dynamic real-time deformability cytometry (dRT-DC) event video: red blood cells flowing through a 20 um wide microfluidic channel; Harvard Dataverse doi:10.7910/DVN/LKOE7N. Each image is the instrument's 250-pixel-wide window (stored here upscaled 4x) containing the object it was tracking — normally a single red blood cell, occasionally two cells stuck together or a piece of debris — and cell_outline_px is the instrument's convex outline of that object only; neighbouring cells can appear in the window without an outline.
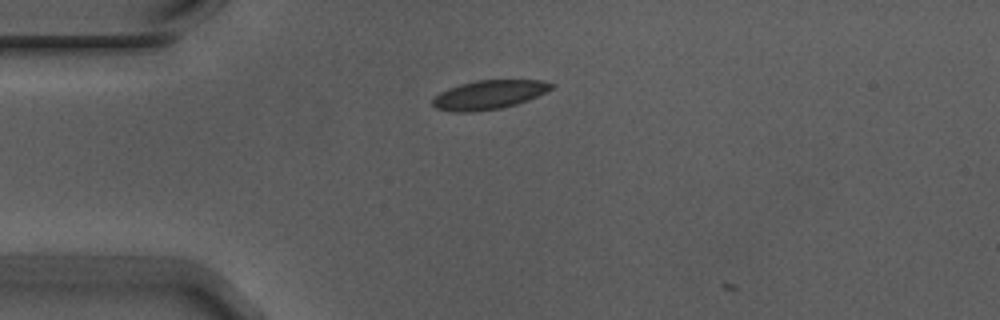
{"species": "Egyptian fruit bat (a non-hibernating species)", "species_latin": "Rousettus aegyptiacus", "temperature_condition": "warm", "stored_images_in_passage": 5, "camera_frame_rate_fps": 3000, "um_per_image_px": 0.085, "animal": {"sex": "male"}, "frame": {"image": 1, "passage_image": 2, "time_ms": 0.333, "image_size_px": [1000, 320], "cell_outline_px": [[556, 84], [552, 88], [528, 100], [516, 104], [500, 108], [472, 112], [456, 112], [436, 108], [432, 104], [432, 96], [448, 88], [460, 84], [476, 80], [540, 80]], "centroid_in_image_um": [41.52, 8.05], "position_along_channel_um": 43.5, "area_um2": 20.0}}